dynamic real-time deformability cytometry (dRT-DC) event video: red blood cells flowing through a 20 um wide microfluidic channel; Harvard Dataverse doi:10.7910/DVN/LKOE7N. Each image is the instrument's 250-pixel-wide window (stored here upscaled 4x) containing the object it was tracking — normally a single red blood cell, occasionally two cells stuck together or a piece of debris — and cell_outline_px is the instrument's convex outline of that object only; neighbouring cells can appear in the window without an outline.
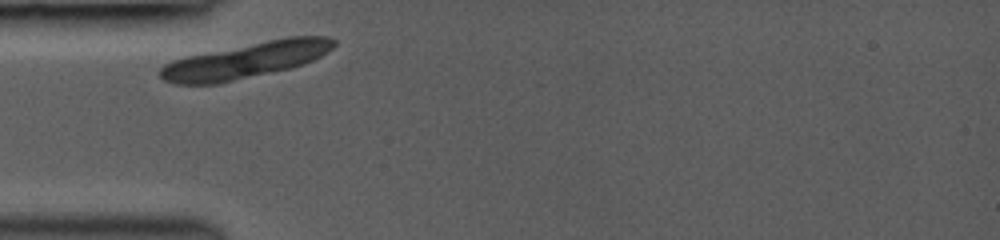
{"species": "common noctule bat (a hibernating species)", "species_latin": "Nyctalus noctula", "temperature_condition": "room temperature", "stored_images_in_passage": 11, "camera_frame_rate_fps": 3000, "um_per_image_px": 0.085, "animal": {"sex": "female", "body_mass_g": 19.0, "forearm_length_mm": 53.3}, "frame": {"image": 1, "passage_image": 1, "time_ms": 0.0, "image_size_px": [1000, 240], "cell_outline_px": [[336, 44], [328, 52], [304, 64], [292, 68], [216, 84], [176, 84], [164, 80], [156, 72], [164, 64], [172, 60], [188, 56], [288, 36], [328, 36], [336, 40]], "centroid_in_image_um": [20.9, 5.13], "position_along_channel_um": 64.1, "area_um2": 36.01}}